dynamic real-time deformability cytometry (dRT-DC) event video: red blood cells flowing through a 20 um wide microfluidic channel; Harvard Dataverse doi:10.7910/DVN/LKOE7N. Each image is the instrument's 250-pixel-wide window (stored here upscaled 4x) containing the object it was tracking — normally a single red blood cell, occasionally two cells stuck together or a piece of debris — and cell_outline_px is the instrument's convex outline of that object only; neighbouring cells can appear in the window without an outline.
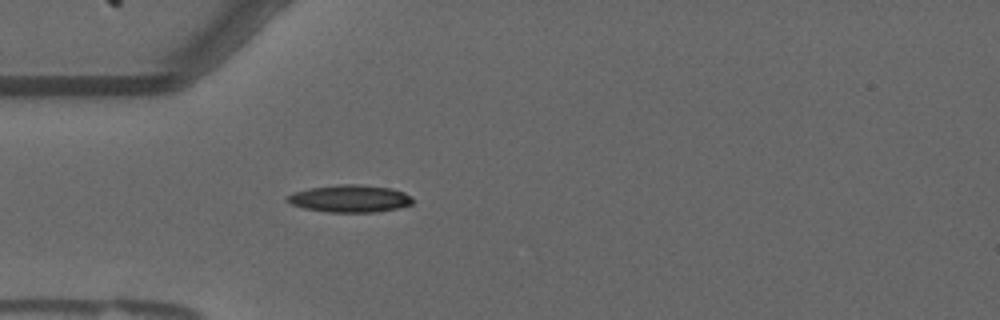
{"species": "common noctule bat (a hibernating species)", "species_latin": "Nyctalus noctula", "temperature_condition": "warm", "stored_images_in_passage": 36, "camera_frame_rate_fps": 3000, "um_per_image_px": 0.085, "animal": {"sex": "male", "forearm_length_mm": 52.5}, "frame": {"image": 1, "passage_image": 1, "time_ms": 0.0, "image_size_px": [1000, 320], "cell_outline_px": [[412, 204], [396, 208], [372, 212], [328, 212], [304, 208], [292, 204], [284, 200], [284, 196], [292, 192], [308, 188], [340, 184], [360, 184], [392, 188], [404, 192], [412, 196]], "centroid_in_image_um": [29.69, 16.86], "position_along_channel_um": 55.3, "area_um2": 20.11}}
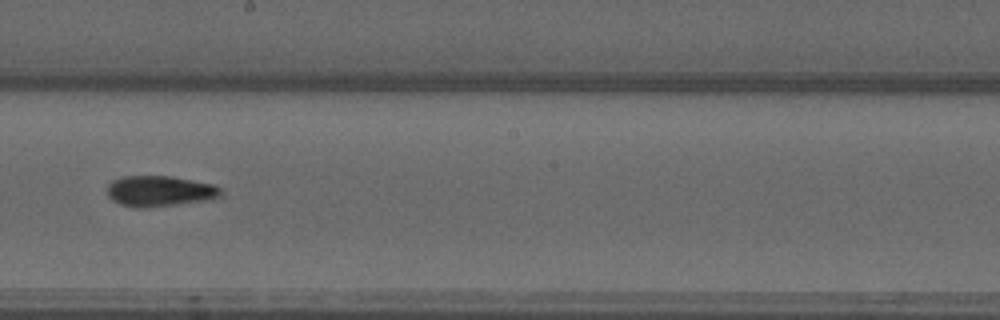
{"frame": {"image": 2, "passage_image": 16, "time_ms": 5.0, "image_size_px": [1000, 320], "cell_outline_px": [[220, 196], [208, 200], [144, 208], [136, 208], [120, 204], [112, 200], [108, 196], [108, 184], [112, 180], [124, 176], [172, 176], [216, 184], [220, 188]], "centroid_in_image_um": [13.57, 16.24], "position_along_channel_um": 234.6, "area_um2": 20.4}}
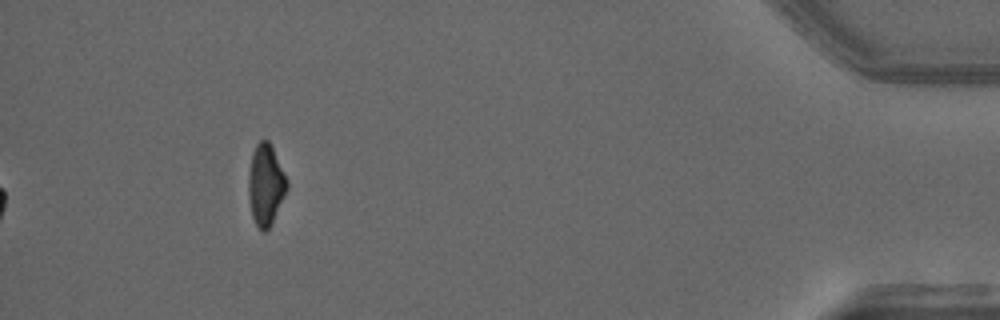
{"frame": {"image": 3, "passage_image": 36, "time_ms": 11.667, "image_size_px": [1000, 320], "cell_outline_px": [[288, 188], [268, 228], [264, 232], [256, 224], [252, 216], [248, 196], [248, 176], [252, 152], [256, 144], [260, 140], [268, 140], [288, 180]], "centroid_in_image_um": [22.56, 15.67], "position_along_channel_um": 412.6, "area_um2": 17.86}, "authors_computed_cell_mechanics": {"area_um2": 19.7387, "velocity_mm_per_s": 3.6794, "shape_relaxation_time_tau1_ms": 6.7083, "shape_relaxation_time_tau2_ms": 5.5073, "deformation_change_tau1": 0.2009, "deformation_change_tau2": 0.1222}}